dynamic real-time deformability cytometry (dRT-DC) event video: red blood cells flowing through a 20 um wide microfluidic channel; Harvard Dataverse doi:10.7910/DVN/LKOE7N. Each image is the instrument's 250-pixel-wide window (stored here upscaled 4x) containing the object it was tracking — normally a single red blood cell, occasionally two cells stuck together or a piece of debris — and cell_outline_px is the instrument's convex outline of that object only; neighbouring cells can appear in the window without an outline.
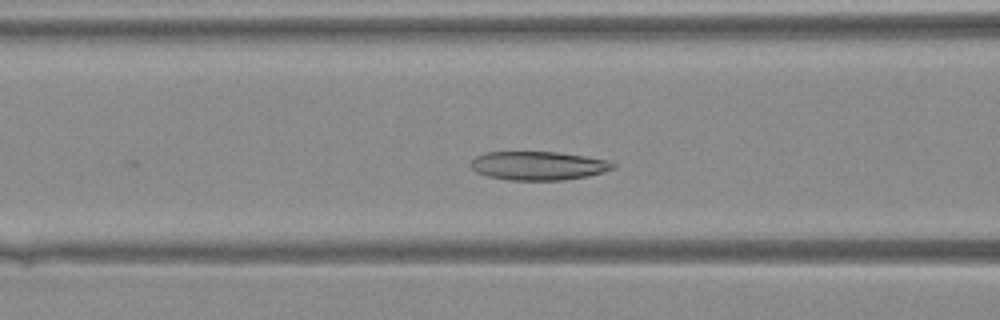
{"species": "Egyptian fruit bat (a non-hibernating species)", "species_latin": "Rousettus aegyptiacus", "temperature_condition": "warm", "stored_images_in_passage": 20, "camera_frame_rate_fps": 3000, "um_per_image_px": 0.085, "animal": {"sex": "female"}, "frame": {"image": 1, "passage_image": 14, "time_ms": 4.333, "image_size_px": [1000, 320], "cell_outline_px": [[616, 168], [588, 176], [564, 180], [508, 180], [488, 176], [476, 172], [468, 164], [476, 156], [484, 152], [556, 152], [584, 156], [604, 160], [616, 164]], "centroid_in_image_um": [45.72, 14.09], "position_along_channel_um": 120.9, "area_um2": 23.76}}
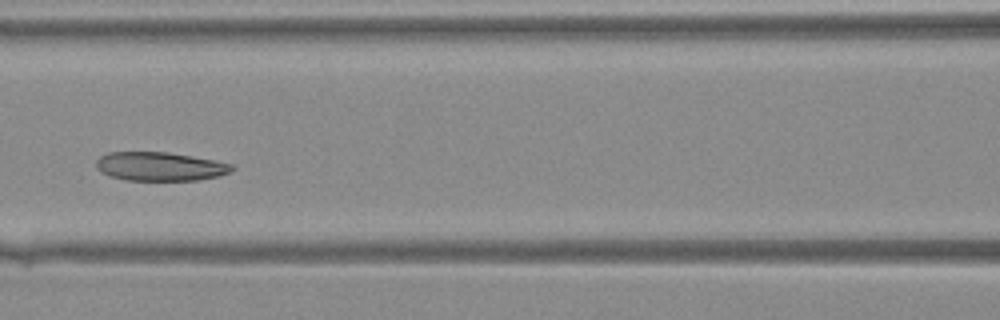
{"frame": {"image": 2, "passage_image": 16, "time_ms": 5.0, "image_size_px": [1000, 320], "cell_outline_px": [[236, 168], [220, 176], [200, 180], [124, 180], [108, 176], [100, 172], [96, 168], [96, 160], [100, 156], [108, 152], [168, 152], [192, 156], [232, 164]], "centroid_in_image_um": [13.56, 14.15], "position_along_channel_um": 153.0, "area_um2": 22.89}}
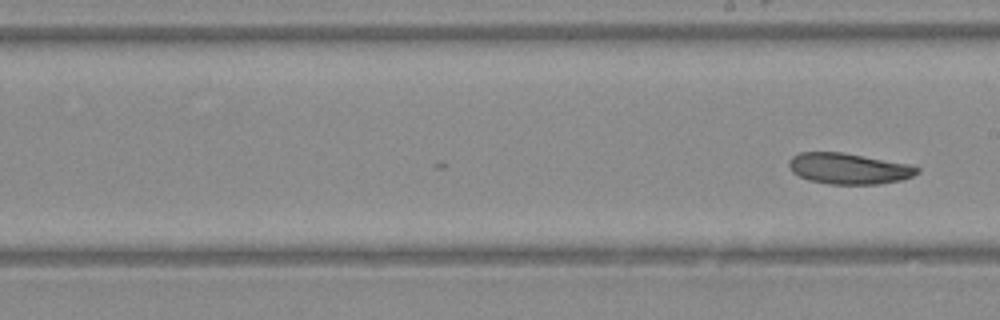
{"frame": {"image": 3, "passage_image": 20, "time_ms": 6.333, "image_size_px": [1000, 320], "cell_outline_px": [[920, 172], [912, 176], [900, 180], [880, 184], [828, 184], [808, 180], [792, 172], [788, 164], [788, 160], [792, 156], [800, 152], [840, 152], [908, 164], [920, 168]], "centroid_in_image_um": [72.11, 14.33], "position_along_channel_um": 216.9, "area_um2": 23.0}}